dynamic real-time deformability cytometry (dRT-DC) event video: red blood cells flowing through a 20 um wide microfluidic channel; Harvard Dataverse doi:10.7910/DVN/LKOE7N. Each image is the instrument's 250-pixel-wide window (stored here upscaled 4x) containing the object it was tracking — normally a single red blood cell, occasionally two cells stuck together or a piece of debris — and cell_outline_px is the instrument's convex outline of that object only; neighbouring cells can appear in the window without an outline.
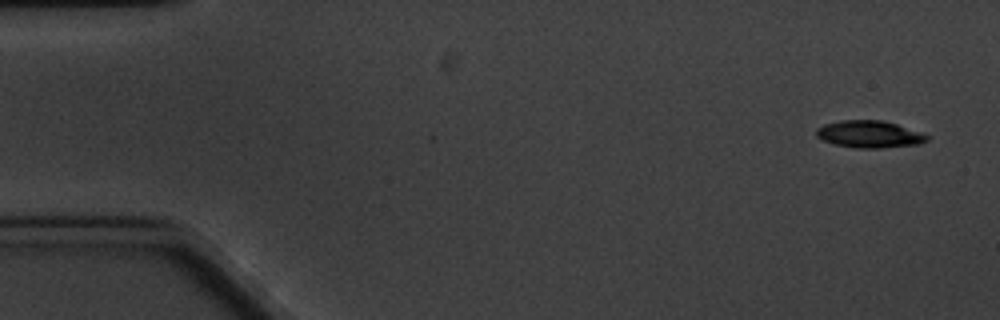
{"species": "common noctule bat (a hibernating species)", "species_latin": "Nyctalus noctula", "temperature_condition": "cold", "stored_images_in_passage": 8, "camera_frame_rate_fps": 3000, "um_per_image_px": 0.085, "animal": {"sex": "male", "body_mass_g": 20.1, "forearm_length_mm": 53.5}, "frame": {"image": 1, "passage_image": 1, "time_ms": 0.0, "image_size_px": [1000, 320], "cell_outline_px": [[932, 136], [928, 140], [916, 144], [880, 148], [856, 148], [836, 144], [824, 140], [816, 136], [816, 128], [824, 124], [840, 120], [880, 120], [896, 124]], "centroid_in_image_um": [73.89, 11.4], "position_along_channel_um": 11.1, "area_um2": 17.34}}
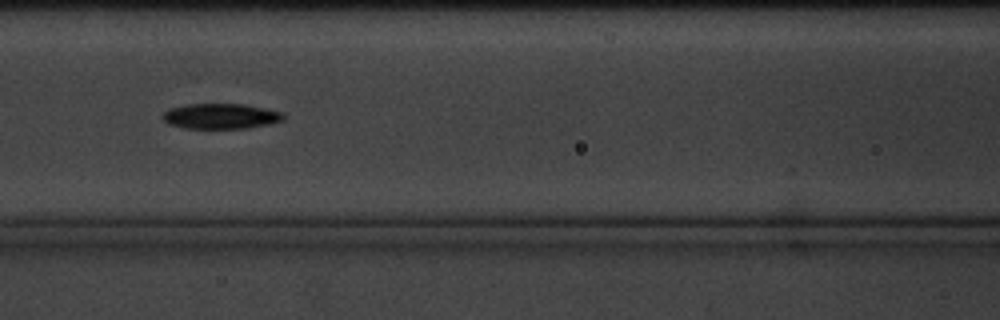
{"frame": {"image": 2, "passage_image": 7, "time_ms": 7.667, "image_size_px": [1000, 320], "cell_outline_px": [[284, 120], [268, 124], [248, 128], [184, 128], [168, 124], [160, 116], [168, 108], [188, 104], [244, 104], [284, 112]], "centroid_in_image_um": [18.74, 9.87], "position_along_channel_um": 147.9, "area_um2": 17.92}}